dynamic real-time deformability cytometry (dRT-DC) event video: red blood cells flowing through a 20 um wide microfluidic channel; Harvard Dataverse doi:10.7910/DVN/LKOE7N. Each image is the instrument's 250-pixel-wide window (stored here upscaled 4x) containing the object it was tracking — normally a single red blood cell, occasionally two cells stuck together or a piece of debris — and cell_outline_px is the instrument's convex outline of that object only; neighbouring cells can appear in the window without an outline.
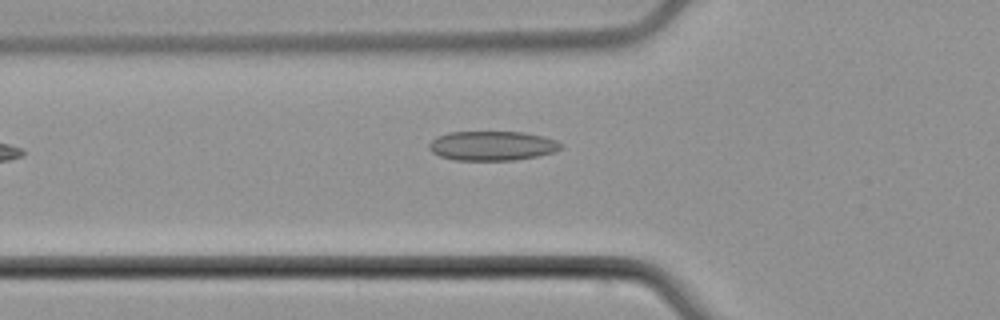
{"species": "common noctule bat (a hibernating species)", "species_latin": "Nyctalus noctula", "temperature_condition": "cold", "stored_images_in_passage": 3, "camera_frame_rate_fps": 3000, "um_per_image_px": 0.085, "animal": {"sex": "male", "body_mass_g": 21.5, "forearm_length_mm": 52.0}, "frame": {"image": 1, "passage_image": 3, "time_ms": 2.667, "image_size_px": [1000, 320], "cell_outline_px": [[564, 144], [560, 148], [552, 152], [536, 156], [516, 160], [456, 160], [440, 156], [432, 152], [428, 148], [428, 144], [436, 136], [448, 132], [524, 132], [556, 140]], "centroid_in_image_um": [41.8, 12.39], "position_along_channel_um": 84.0, "area_um2": 22.54}}